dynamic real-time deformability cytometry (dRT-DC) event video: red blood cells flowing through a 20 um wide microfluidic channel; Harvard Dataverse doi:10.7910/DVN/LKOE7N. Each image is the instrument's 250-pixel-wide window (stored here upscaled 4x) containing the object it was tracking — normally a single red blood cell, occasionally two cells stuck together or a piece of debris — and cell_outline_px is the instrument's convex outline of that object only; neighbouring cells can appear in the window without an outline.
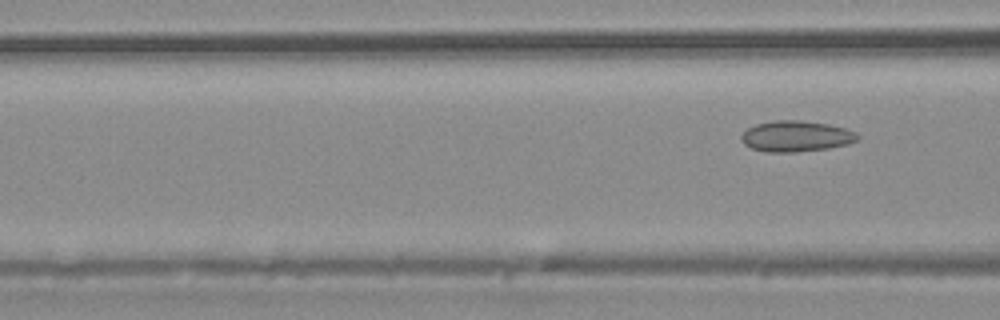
{"species": "common noctule bat (a hibernating species)", "species_latin": "Nyctalus noctula", "temperature_condition": "warm", "stored_images_in_passage": 4, "camera_frame_rate_fps": 3000, "um_per_image_px": 0.085, "animal": {"sex": "male", "body_mass_g": 20.4}, "frame": {"image": 1, "passage_image": 4, "time_ms": 3.667, "image_size_px": [1000, 320], "cell_outline_px": [[860, 140], [848, 144], [828, 148], [796, 152], [764, 152], [752, 148], [744, 144], [740, 140], [740, 136], [748, 128], [756, 124], [772, 120], [800, 120], [828, 124], [844, 128], [856, 132], [860, 136]], "centroid_in_image_um": [67.67, 11.58], "position_along_channel_um": 98.9, "area_um2": 21.1}}